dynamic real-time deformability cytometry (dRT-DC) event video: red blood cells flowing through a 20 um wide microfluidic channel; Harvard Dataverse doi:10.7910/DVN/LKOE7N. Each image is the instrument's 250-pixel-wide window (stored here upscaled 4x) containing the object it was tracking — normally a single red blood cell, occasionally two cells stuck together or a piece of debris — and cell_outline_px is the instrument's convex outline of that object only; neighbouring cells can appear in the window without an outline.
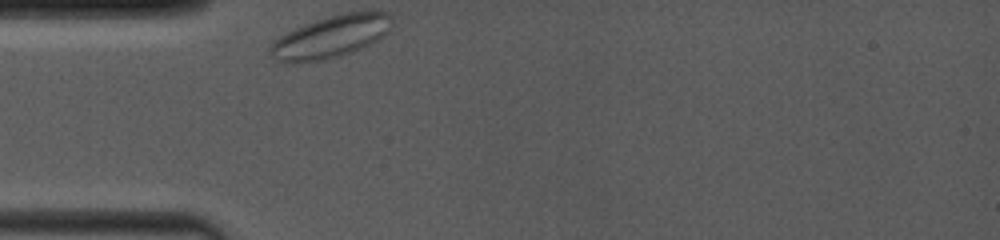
{"species": "common noctule bat (a hibernating species)", "species_latin": "Nyctalus noctula", "temperature_condition": "room temperature", "stored_images_in_passage": 24, "camera_frame_rate_fps": 4000, "um_per_image_px": 0.085, "animal": {"sex": "female", "body_mass_g": 19.0, "forearm_length_mm": 53.3}, "frame": {"image": 1, "passage_image": 1, "time_ms": 0.0, "image_size_px": [1000, 240], "cell_outline_px": [[392, 20], [388, 28], [376, 40], [360, 48], [324, 60], [284, 64], [276, 60], [268, 52], [268, 48], [280, 36], [304, 24], [328, 16], [344, 12], [388, 12]], "centroid_in_image_um": [28.03, 3.13], "position_along_channel_um": 57.0, "area_um2": 29.3}}
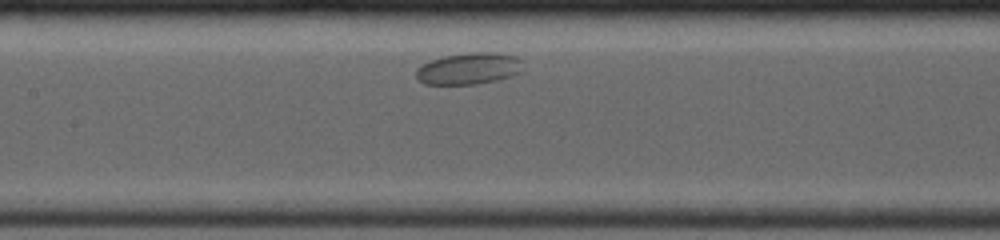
{"frame": {"image": 2, "passage_image": 12, "time_ms": 3.25, "image_size_px": [1000, 240], "cell_outline_px": [[520, 72], [496, 80], [476, 84], [424, 84], [416, 76], [416, 68], [432, 60], [444, 56], [468, 52], [496, 52], [516, 56], [520, 60]], "centroid_in_image_um": [39.82, 5.82], "position_along_channel_um": 167.6, "area_um2": 19.42}}
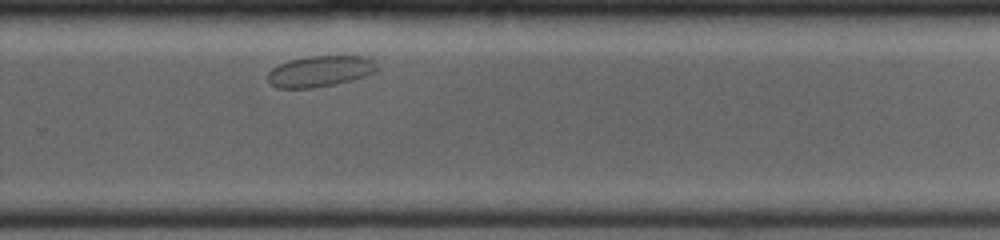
{"frame": {"image": 3, "passage_image": 24, "time_ms": 7.0, "image_size_px": [1000, 240], "cell_outline_px": [[380, 68], [376, 72], [364, 76], [332, 84], [312, 88], [276, 88], [268, 84], [268, 72], [272, 68], [288, 60], [308, 56], [364, 56], [372, 60]], "centroid_in_image_um": [27.17, 6.05], "position_along_channel_um": 302.6, "area_um2": 19.71}}